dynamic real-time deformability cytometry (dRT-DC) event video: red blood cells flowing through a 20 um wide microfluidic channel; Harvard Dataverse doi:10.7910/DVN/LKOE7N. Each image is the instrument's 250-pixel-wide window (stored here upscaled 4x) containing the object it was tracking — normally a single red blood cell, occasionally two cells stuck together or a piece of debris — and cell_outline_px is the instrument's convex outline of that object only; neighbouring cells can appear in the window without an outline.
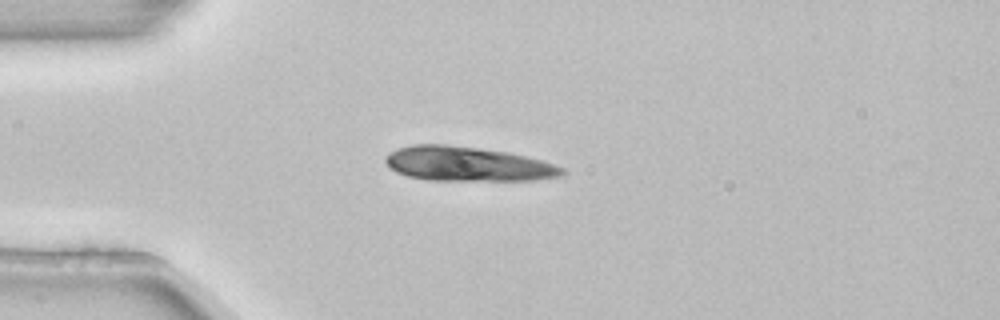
{"species": "common noctule bat (a hibernating species)", "species_latin": "Nyctalus noctula", "temperature_condition": "room temperature", "stored_images_in_passage": 1, "camera_frame_rate_fps": 3000, "um_per_image_px": 0.085, "animal": {"sex": "female", "body_mass_g": 22.7, "forearm_length_mm": 54.2}, "frame": {"image": 1, "passage_image": 1, "time_ms": 0.0, "image_size_px": [1000, 320], "cell_outline_px": [[568, 172], [560, 176], [536, 180], [428, 180], [408, 176], [396, 172], [384, 160], [384, 156], [400, 148], [412, 144], [444, 144], [508, 152], [540, 160], [564, 168]], "centroid_in_image_um": [39.75, 13.94], "position_along_channel_um": 45.3, "area_um2": 35.2}}